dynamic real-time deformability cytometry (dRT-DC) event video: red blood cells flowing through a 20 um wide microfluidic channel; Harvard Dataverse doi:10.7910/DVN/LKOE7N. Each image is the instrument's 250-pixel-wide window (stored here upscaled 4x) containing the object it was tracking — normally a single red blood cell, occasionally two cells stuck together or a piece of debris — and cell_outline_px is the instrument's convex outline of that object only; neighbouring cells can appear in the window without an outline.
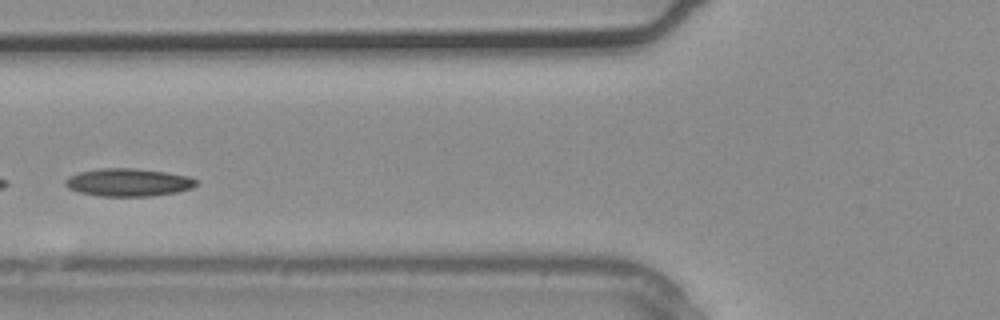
{"species": "common noctule bat (a hibernating species)", "species_latin": "Nyctalus noctula", "temperature_condition": "warm", "stored_images_in_passage": 3, "camera_frame_rate_fps": 3000, "um_per_image_px": 0.085, "animal": {"sex": "male", "body_mass_g": 20.4}, "frame": {"image": 1, "passage_image": 3, "time_ms": 0.667, "image_size_px": [1000, 320], "cell_outline_px": [[200, 184], [192, 188], [176, 192], [152, 196], [100, 196], [80, 192], [68, 188], [64, 184], [64, 180], [68, 176], [80, 172], [100, 168], [136, 168], [164, 172], [188, 176], [196, 180]], "centroid_in_image_um": [10.91, 15.5], "position_along_channel_um": 114.9, "area_um2": 21.27}}